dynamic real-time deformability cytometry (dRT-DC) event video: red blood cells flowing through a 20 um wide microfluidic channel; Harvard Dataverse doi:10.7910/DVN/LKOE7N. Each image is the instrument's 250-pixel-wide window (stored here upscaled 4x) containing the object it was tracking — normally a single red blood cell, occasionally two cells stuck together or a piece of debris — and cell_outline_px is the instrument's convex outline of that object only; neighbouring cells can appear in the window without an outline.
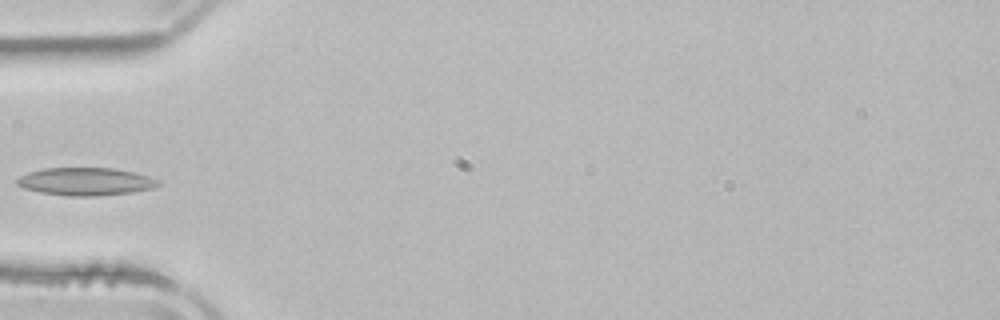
{"species": "common noctule bat (a hibernating species)", "species_latin": "Nyctalus noctula", "temperature_condition": "room temperature", "stored_images_in_passage": 4, "camera_frame_rate_fps": 3000, "um_per_image_px": 0.085, "animal": {"sex": "male", "body_mass_g": 21.5, "forearm_length_mm": 52.0}, "frame": {"image": 1, "passage_image": 4, "time_ms": 4.333, "image_size_px": [1000, 320], "cell_outline_px": [[160, 184], [152, 188], [132, 192], [96, 196], [68, 196], [40, 192], [24, 188], [16, 184], [16, 180], [20, 176], [28, 172], [44, 168], [112, 168], [132, 172], [148, 176], [160, 180]], "centroid_in_image_um": [7.26, 15.43], "position_along_channel_um": 77.7, "area_um2": 22.77}}